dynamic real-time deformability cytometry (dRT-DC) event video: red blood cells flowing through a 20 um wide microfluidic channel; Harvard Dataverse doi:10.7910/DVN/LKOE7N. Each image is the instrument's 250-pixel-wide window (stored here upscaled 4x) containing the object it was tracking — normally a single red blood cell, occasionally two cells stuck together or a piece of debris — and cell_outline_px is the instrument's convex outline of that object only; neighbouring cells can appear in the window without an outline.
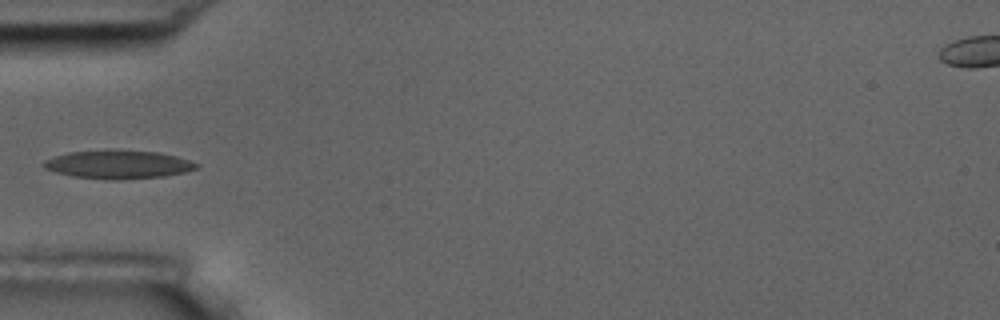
{"species": "common noctule bat (a hibernating species)", "species_latin": "Nyctalus noctula", "temperature_condition": "room temperature", "stored_images_in_passage": 4, "camera_frame_rate_fps": 3000, "um_per_image_px": 0.085, "animal": {"sex": "male", "body_mass_g": 17.5, "forearm_length_mm": 52.3}, "frame": {"image": 1, "passage_image": 4, "time_ms": 3.333, "image_size_px": [1000, 320], "cell_outline_px": [[200, 164], [196, 168], [184, 172], [164, 176], [112, 180], [72, 176], [56, 172], [44, 168], [40, 164], [44, 160], [68, 152], [120, 148], [160, 152], [176, 156]], "centroid_in_image_um": [10.03, 13.95], "position_along_channel_um": 75.0, "area_um2": 25.66}}